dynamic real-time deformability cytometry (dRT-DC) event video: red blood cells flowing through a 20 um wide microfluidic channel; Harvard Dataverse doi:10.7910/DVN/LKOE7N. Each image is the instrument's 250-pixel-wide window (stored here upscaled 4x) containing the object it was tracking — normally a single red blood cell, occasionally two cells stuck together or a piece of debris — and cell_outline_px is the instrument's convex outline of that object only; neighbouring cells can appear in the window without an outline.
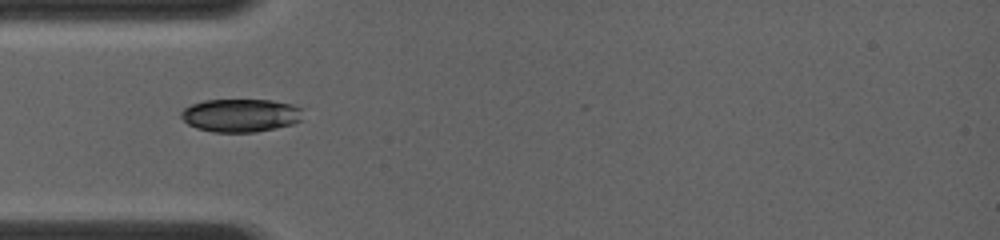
{"species": "common noctule bat (a hibernating species)", "species_latin": "Nyctalus noctula", "temperature_condition": "room temperature", "stored_images_in_passage": 2, "camera_frame_rate_fps": 4000, "um_per_image_px": 0.085, "animal": {"sex": "female", "body_mass_g": 19.0, "forearm_length_mm": 56.7}, "frame": {"image": 1, "passage_image": 1, "time_ms": 0.0, "image_size_px": [1000, 240], "cell_outline_px": [[300, 120], [292, 124], [276, 128], [256, 132], [212, 132], [196, 128], [188, 124], [180, 116], [180, 112], [184, 108], [192, 104], [204, 100], [272, 100], [292, 104], [300, 108]], "centroid_in_image_um": [20.41, 9.8], "position_along_channel_um": 64.6, "area_um2": 23.47}}
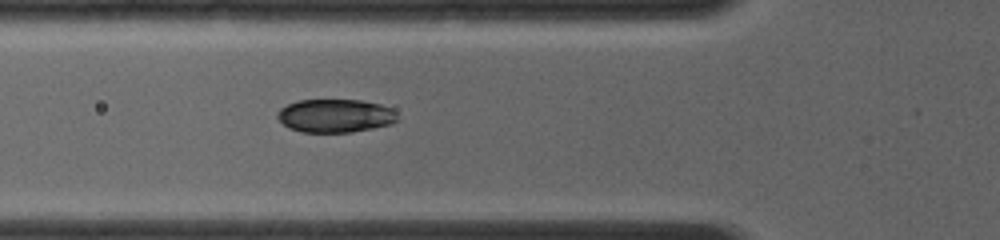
{"frame": {"image": 2, "passage_image": 2, "time_ms": 0.75, "image_size_px": [1000, 240], "cell_outline_px": [[396, 120], [392, 124], [352, 132], [300, 132], [288, 128], [276, 116], [276, 112], [280, 108], [288, 104], [300, 100], [360, 100], [380, 104], [392, 108], [396, 112]], "centroid_in_image_um": [28.48, 9.84], "position_along_channel_um": 97.3, "area_um2": 23.35}}